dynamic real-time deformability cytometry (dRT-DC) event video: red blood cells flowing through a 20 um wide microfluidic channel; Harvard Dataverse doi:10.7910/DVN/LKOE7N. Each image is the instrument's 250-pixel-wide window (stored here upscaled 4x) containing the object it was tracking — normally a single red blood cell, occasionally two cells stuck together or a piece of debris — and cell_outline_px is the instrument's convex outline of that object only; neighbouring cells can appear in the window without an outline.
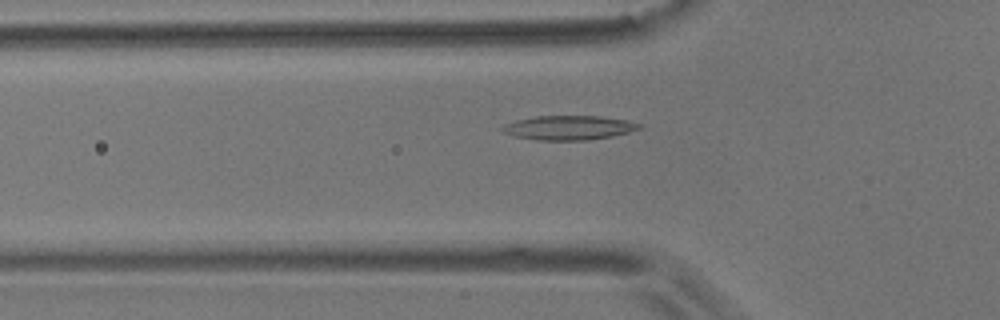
{"species": "common noctule bat (a hibernating species)", "species_latin": "Nyctalus noctula", "temperature_condition": "room temperature", "stored_images_in_passage": 41, "camera_frame_rate_fps": 3000, "um_per_image_px": 0.085, "animal": {"sex": "male", "body_mass_g": 17.9}, "frame": {"image": 1, "passage_image": 3, "time_ms": 0.667, "image_size_px": [1000, 320], "cell_outline_px": [[644, 128], [612, 136], [588, 140], [536, 140], [516, 136], [504, 132], [500, 128], [504, 124], [516, 120], [536, 116], [600, 116], [628, 120], [640, 124]], "centroid_in_image_um": [48.37, 10.85], "position_along_channel_um": 77.4, "area_um2": 19.36}}
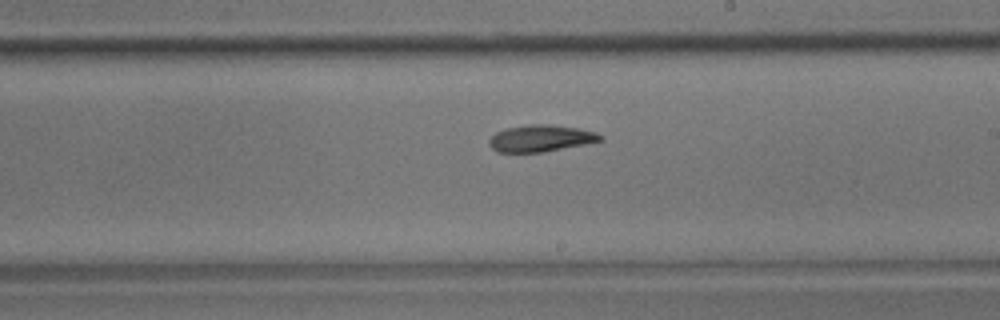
{"frame": {"image": 2, "passage_image": 17, "time_ms": 5.333, "image_size_px": [1000, 320], "cell_outline_px": [[604, 140], [544, 152], [496, 152], [488, 144], [488, 140], [496, 132], [508, 128], [528, 124], [548, 124], [580, 128], [596, 132]], "centroid_in_image_um": [45.95, 11.75], "position_along_channel_um": 243.1, "area_um2": 17.28}}
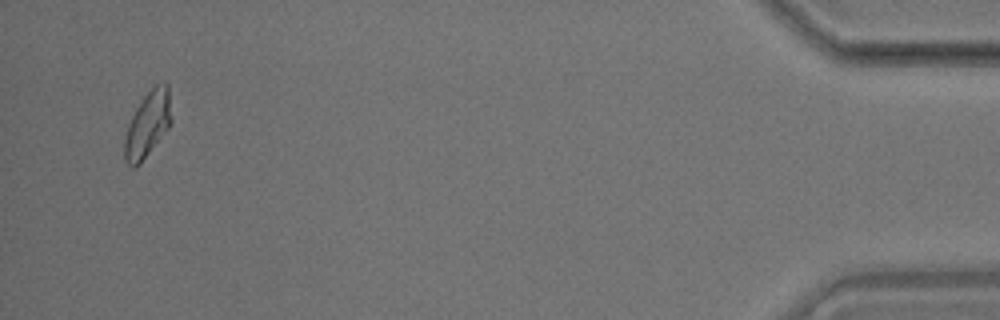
{"frame": {"image": 3, "passage_image": 39, "time_ms": 12.667, "image_size_px": [1000, 320], "cell_outline_px": [[172, 120], [168, 128], [140, 164], [136, 168], [132, 168], [124, 160], [124, 140], [128, 124], [136, 108], [144, 96], [156, 84], [164, 80], [168, 84]], "centroid_in_image_um": [12.55, 10.57], "position_along_channel_um": 422.6, "area_um2": 17.98}, "authors_computed_cell_mechanics": {"area_um2": 17.4556, "velocity_mm_per_s": 3.5377, "shape_relaxation_time_tau1_ms": 10.9784, "shape_relaxation_time_tau2_ms": null, "deformation_change_tau1": 0.2231, "deformation_change_tau2": null}}